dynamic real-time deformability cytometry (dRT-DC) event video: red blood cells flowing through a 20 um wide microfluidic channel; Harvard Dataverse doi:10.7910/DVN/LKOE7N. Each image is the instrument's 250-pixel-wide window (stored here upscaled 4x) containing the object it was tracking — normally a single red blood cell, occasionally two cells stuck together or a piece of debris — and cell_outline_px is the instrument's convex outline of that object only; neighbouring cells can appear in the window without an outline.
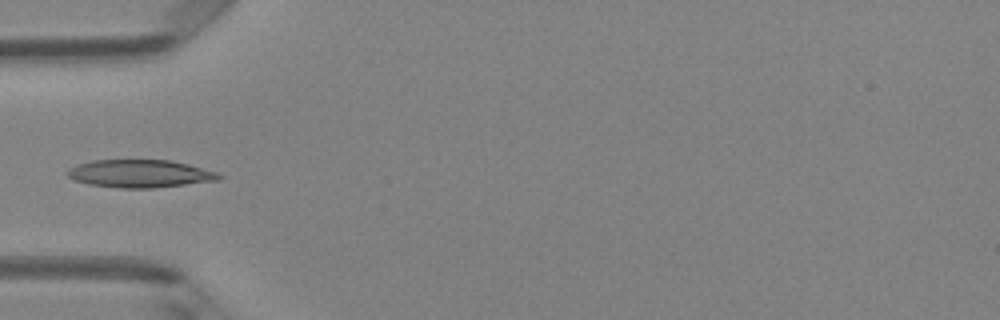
{"species": "Egyptian fruit bat (a non-hibernating species)", "species_latin": "Rousettus aegyptiacus", "temperature_condition": "room temperature", "stored_images_in_passage": 4, "camera_frame_rate_fps": 3000, "um_per_image_px": 0.085, "animal": {"sex": "female"}, "frame": {"image": 1, "passage_image": 4, "time_ms": 1.0, "image_size_px": [1000, 320], "cell_outline_px": [[224, 176], [220, 180], [152, 188], [120, 188], [88, 184], [72, 180], [64, 172], [80, 164], [92, 160], [172, 160], [220, 172]], "centroid_in_image_um": [11.94, 14.76], "position_along_channel_um": 73.1, "area_um2": 24.68}}